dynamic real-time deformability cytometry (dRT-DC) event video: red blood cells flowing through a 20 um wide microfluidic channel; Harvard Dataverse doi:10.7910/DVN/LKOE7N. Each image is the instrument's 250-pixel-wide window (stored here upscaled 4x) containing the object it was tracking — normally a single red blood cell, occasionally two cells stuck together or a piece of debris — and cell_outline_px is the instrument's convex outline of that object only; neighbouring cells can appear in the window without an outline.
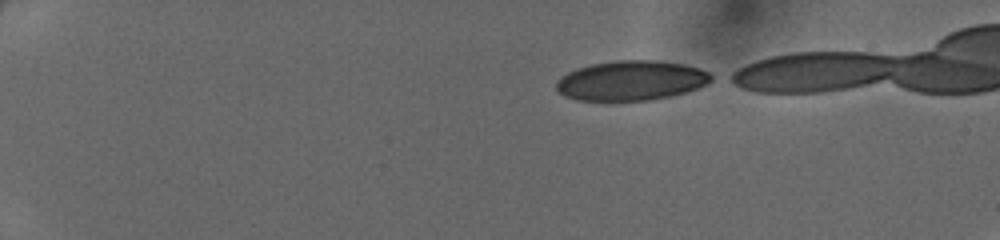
{"species": "human", "species_latin": "Homo sapiens", "temperature_condition": "cold", "stored_images_in_passage": 17, "camera_frame_rate_fps": 3000, "um_per_image_px": 0.085, "donor": {"sex": "female"}, "frame": {"image": 1, "passage_image": 1, "time_ms": 0.0, "image_size_px": [1000, 240], "cell_outline_px": [[716, 76], [712, 80], [696, 88], [684, 92], [668, 96], [648, 100], [580, 100], [564, 96], [556, 88], [556, 80], [560, 76], [576, 68], [592, 64], [616, 60], [656, 60], [684, 64], [700, 68]], "centroid_in_image_um": [53.63, 6.83], "position_along_channel_um": 31.4, "area_um2": 35.78}}
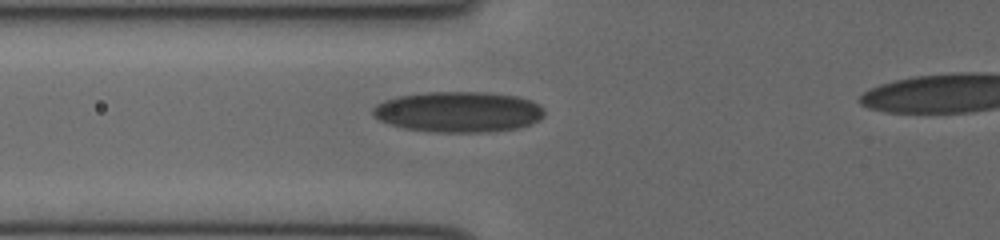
{"frame": {"image": 2, "passage_image": 11, "time_ms": 3.333, "image_size_px": [1000, 240], "cell_outline_px": [[544, 116], [540, 120], [532, 124], [520, 128], [488, 132], [432, 132], [404, 128], [388, 124], [372, 116], [372, 108], [376, 104], [384, 100], [400, 96], [428, 92], [488, 92], [516, 96], [532, 100], [540, 104], [544, 112]], "centroid_in_image_um": [38.99, 9.51], "position_along_channel_um": 86.8, "area_um2": 41.04}}
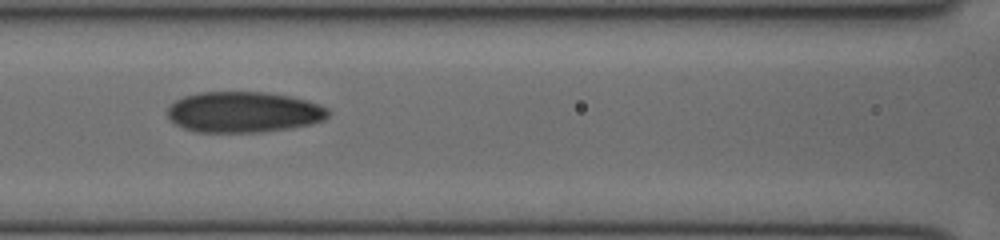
{"frame": {"image": 3, "passage_image": 15, "time_ms": 4.667, "image_size_px": [1000, 240], "cell_outline_px": [[328, 116], [324, 120], [312, 124], [292, 128], [260, 132], [196, 132], [184, 128], [176, 124], [168, 116], [168, 108], [176, 100], [184, 96], [200, 92], [264, 92], [292, 96], [308, 100], [320, 104], [328, 108]], "centroid_in_image_um": [20.75, 9.53], "position_along_channel_um": 145.8, "area_um2": 38.38}}